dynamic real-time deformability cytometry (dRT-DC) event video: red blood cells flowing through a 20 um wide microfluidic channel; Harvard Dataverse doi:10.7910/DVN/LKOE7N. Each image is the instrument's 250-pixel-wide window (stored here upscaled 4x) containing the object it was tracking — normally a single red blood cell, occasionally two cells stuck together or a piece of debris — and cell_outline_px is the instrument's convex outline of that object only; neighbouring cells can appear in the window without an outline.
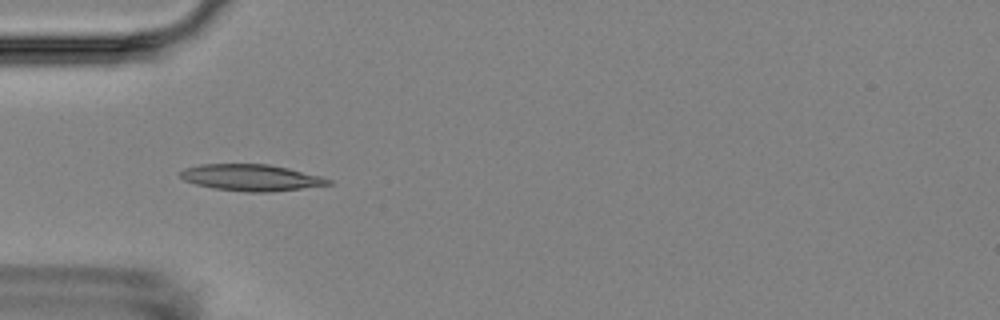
{"species": "Egyptian fruit bat (a non-hibernating species)", "species_latin": "Rousettus aegyptiacus", "temperature_condition": "room temperature", "stored_images_in_passage": 6, "camera_frame_rate_fps": 3000, "um_per_image_px": 0.085, "animal": {"sex": "female"}, "frame": {"image": 1, "passage_image": 5, "time_ms": 4.667, "image_size_px": [1000, 320], "cell_outline_px": [[332, 184], [268, 192], [244, 192], [212, 188], [196, 184], [184, 180], [180, 176], [180, 172], [184, 168], [200, 164], [268, 164], [288, 168], [320, 176], [332, 180]], "centroid_in_image_um": [21.31, 15.09], "position_along_channel_um": 63.7, "area_um2": 22.72}}